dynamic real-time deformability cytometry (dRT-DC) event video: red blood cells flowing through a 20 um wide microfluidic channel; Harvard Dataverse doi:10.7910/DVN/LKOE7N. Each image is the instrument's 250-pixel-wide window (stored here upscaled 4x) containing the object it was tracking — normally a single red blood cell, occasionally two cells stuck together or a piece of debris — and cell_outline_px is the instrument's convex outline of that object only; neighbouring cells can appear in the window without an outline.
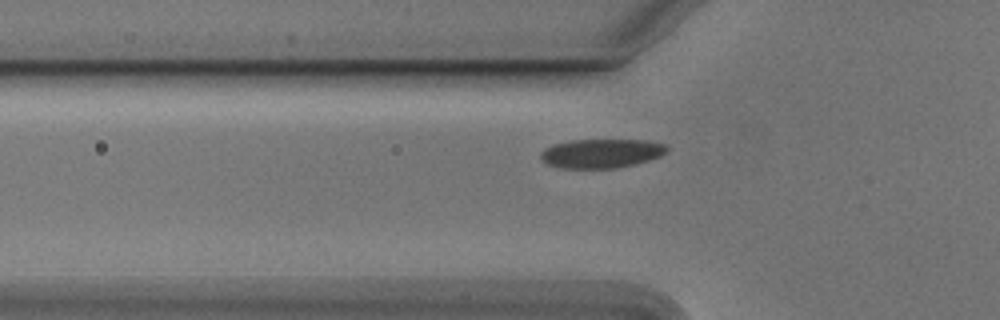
{"species": "Egyptian fruit bat (a non-hibernating species)", "species_latin": "Rousettus aegyptiacus", "temperature_condition": "cold", "stored_images_in_passage": 37, "camera_frame_rate_fps": 3000, "um_per_image_px": 0.085, "animal": {"sex": "male"}, "frame": {"image": 1, "passage_image": 7, "time_ms": 2.0, "image_size_px": [1000, 320], "cell_outline_px": [[668, 148], [660, 156], [636, 164], [616, 168], [560, 168], [548, 164], [540, 160], [540, 152], [544, 148], [552, 144], [568, 140], [648, 140], [668, 144]], "centroid_in_image_um": [51.08, 13.03], "position_along_channel_um": 74.7, "area_um2": 21.62}}
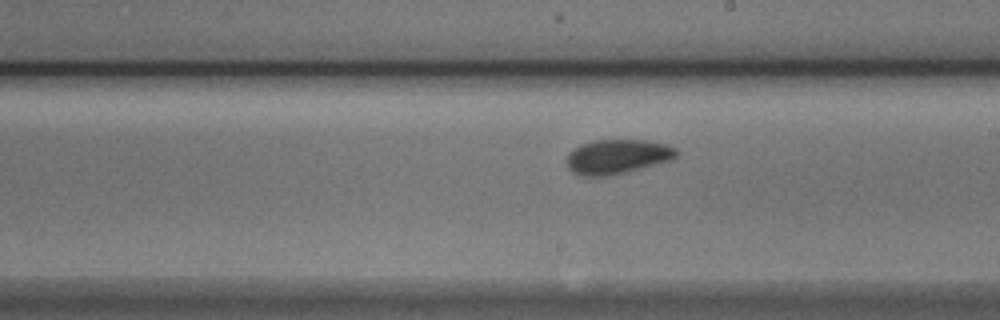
{"frame": {"image": 2, "passage_image": 20, "time_ms": 6.333, "image_size_px": [1000, 320], "cell_outline_px": [[680, 152], [672, 160], [628, 172], [608, 176], [584, 176], [572, 172], [568, 168], [568, 152], [580, 144], [592, 140], [648, 140], [668, 144], [676, 148]], "centroid_in_image_um": [52.51, 13.31], "position_along_channel_um": 236.5, "area_um2": 22.37}}
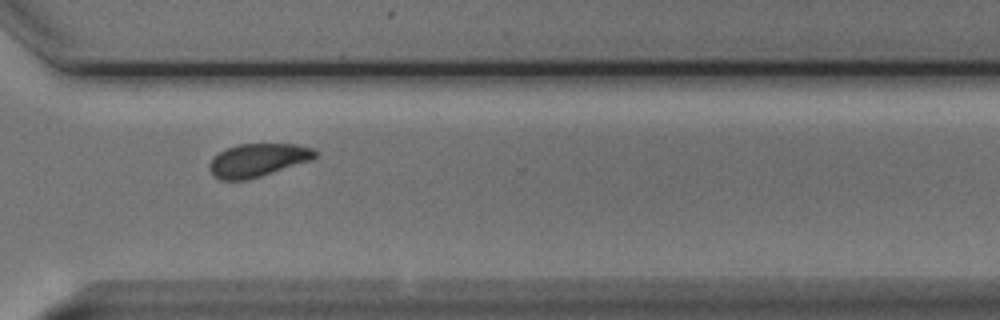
{"frame": {"image": 3, "passage_image": 29, "time_ms": 9.333, "image_size_px": [1000, 320], "cell_outline_px": [[320, 152], [312, 160], [248, 180], [220, 180], [212, 176], [208, 168], [208, 164], [212, 156], [224, 148], [236, 144], [296, 144], [312, 148]], "centroid_in_image_um": [21.86, 13.61], "position_along_channel_um": 348.7, "area_um2": 20.87}, "authors_computed_cell_mechanics": {"area_um2": 21.4438, "velocity_mm_per_s": 3.7288, "shape_relaxation_time_tau1_ms": 2.877, "shape_relaxation_time_tau2_ms": 1.6524, "deformation_change_tau1": 0.0662, "deformation_change_tau2": 0.0435}}